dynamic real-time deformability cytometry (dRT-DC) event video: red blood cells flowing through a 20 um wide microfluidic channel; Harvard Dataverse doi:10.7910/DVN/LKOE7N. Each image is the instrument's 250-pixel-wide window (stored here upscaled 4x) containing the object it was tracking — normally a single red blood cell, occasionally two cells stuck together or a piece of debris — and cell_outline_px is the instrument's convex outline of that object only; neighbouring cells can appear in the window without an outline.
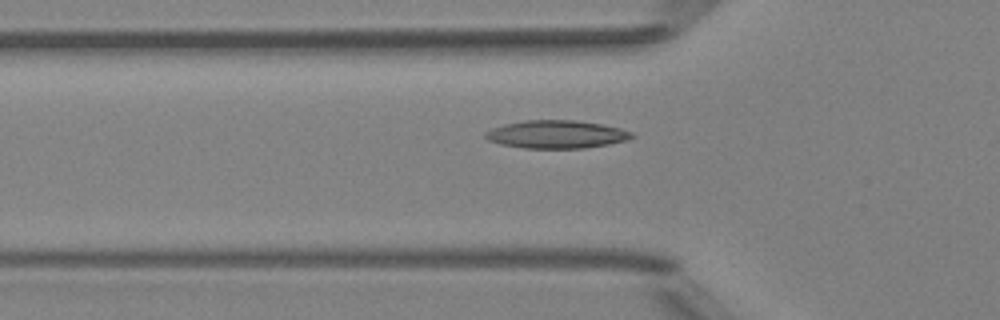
{"species": "Egyptian fruit bat (a non-hibernating species)", "species_latin": "Rousettus aegyptiacus", "temperature_condition": "room temperature", "stored_images_in_passage": 32, "camera_frame_rate_fps": 3000, "um_per_image_px": 0.085, "animal": {"sex": "female"}, "frame": {"image": 1, "passage_image": 4, "time_ms": 1.0, "image_size_px": [1000, 320], "cell_outline_px": [[636, 136], [624, 140], [608, 144], [584, 148], [524, 148], [500, 144], [488, 140], [484, 136], [484, 132], [492, 128], [504, 124], [524, 120], [572, 120], [600, 124], [620, 128], [632, 132]], "centroid_in_image_um": [47.26, 11.42], "position_along_channel_um": 78.5, "area_um2": 23.76}}
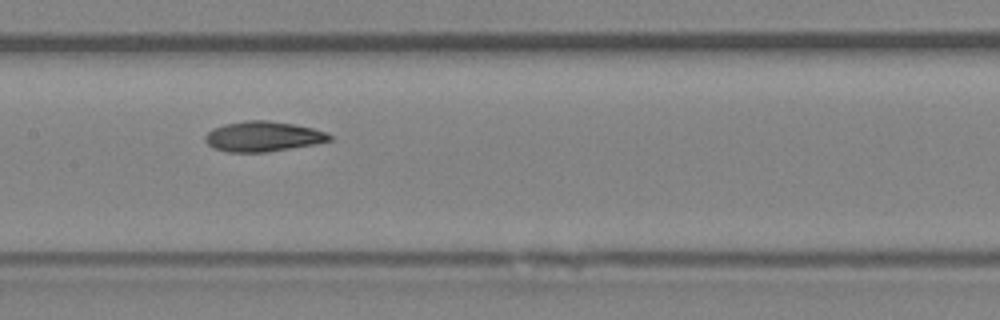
{"frame": {"image": 2, "passage_image": 12, "time_ms": 3.667, "image_size_px": [1000, 320], "cell_outline_px": [[332, 140], [316, 144], [268, 152], [228, 152], [212, 148], [204, 140], [204, 136], [212, 128], [224, 124], [244, 120], [268, 120], [292, 124], [312, 128], [328, 132], [332, 136]], "centroid_in_image_um": [22.35, 11.6], "position_along_channel_um": 185.1, "area_um2": 22.08}}
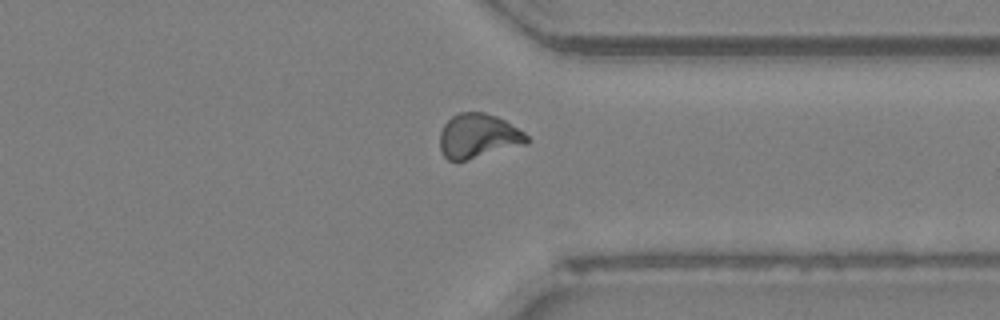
{"frame": {"image": 3, "passage_image": 26, "time_ms": 8.333, "image_size_px": [1000, 320], "cell_outline_px": [[528, 144], [464, 160], [448, 160], [444, 156], [440, 148], [440, 132], [444, 124], [452, 116], [460, 112], [484, 112], [496, 116], [504, 120], [524, 132], [528, 136]], "centroid_in_image_um": [40.65, 11.55], "position_along_channel_um": 370.8, "area_um2": 22.31}, "authors_computed_cell_mechanics": {"area_um2": 21.9929, "velocity_mm_per_s": 3.9895, "shape_relaxation_time_tau1_ms": 5.0754, "shape_relaxation_time_tau2_ms": 3.7738, "deformation_change_tau1": 0.1488, "deformation_change_tau2": 0.0904}}